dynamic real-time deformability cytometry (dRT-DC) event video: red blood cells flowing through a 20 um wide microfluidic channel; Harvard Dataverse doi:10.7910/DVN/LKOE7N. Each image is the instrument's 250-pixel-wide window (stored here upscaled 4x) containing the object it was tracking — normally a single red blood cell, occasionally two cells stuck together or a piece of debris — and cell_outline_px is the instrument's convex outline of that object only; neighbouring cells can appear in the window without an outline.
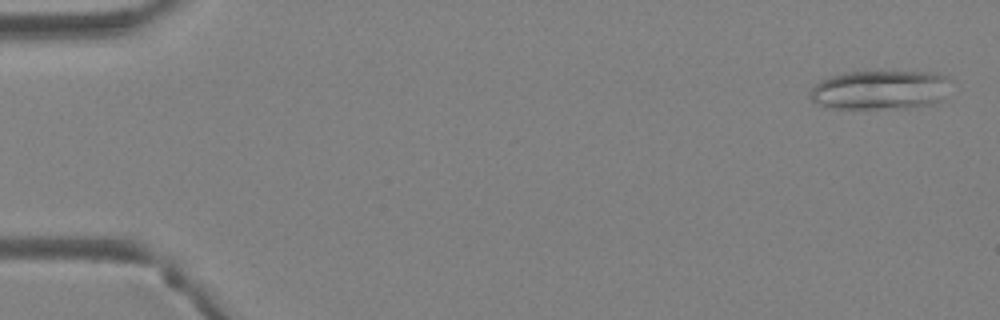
{"species": "Egyptian fruit bat (a non-hibernating species)", "species_latin": "Rousettus aegyptiacus", "temperature_condition": "warm", "stored_images_in_passage": 4, "camera_frame_rate_fps": 3000, "um_per_image_px": 0.085, "animal": {"sex": "female"}, "frame": {"image": 1, "passage_image": 1, "time_ms": 0.0, "image_size_px": [1000, 320], "cell_outline_px": [[952, 80], [936, 100], [924, 104], [904, 108], [836, 108], [820, 104], [812, 100], [808, 92], [820, 80], [844, 72], [932, 72], [948, 76]], "centroid_in_image_um": [74.74, 7.62], "position_along_channel_um": 10.3, "area_um2": 31.33}}